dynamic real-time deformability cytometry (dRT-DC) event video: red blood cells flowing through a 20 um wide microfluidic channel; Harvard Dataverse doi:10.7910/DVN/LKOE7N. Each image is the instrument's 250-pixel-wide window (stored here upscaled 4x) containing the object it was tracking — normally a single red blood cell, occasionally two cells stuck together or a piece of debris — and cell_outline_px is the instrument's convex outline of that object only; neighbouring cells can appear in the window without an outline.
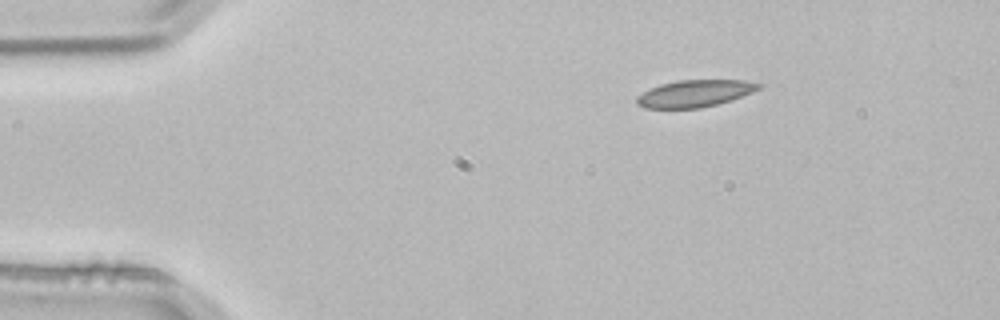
{"species": "common noctule bat (a hibernating species)", "species_latin": "Nyctalus noctula", "temperature_condition": "room temperature", "stored_images_in_passage": 4, "camera_frame_rate_fps": 3000, "um_per_image_px": 0.085, "animal": {"sex": "male", "body_mass_g": 21.5, "forearm_length_mm": 52.0}, "frame": {"image": 1, "passage_image": 4, "time_ms": 1.0, "image_size_px": [1000, 320], "cell_outline_px": [[764, 84], [760, 88], [752, 92], [716, 104], [700, 108], [644, 108], [636, 104], [636, 96], [660, 84], [676, 80], [748, 80]], "centroid_in_image_um": [59.04, 7.93], "position_along_channel_um": 26.0, "area_um2": 19.07}}